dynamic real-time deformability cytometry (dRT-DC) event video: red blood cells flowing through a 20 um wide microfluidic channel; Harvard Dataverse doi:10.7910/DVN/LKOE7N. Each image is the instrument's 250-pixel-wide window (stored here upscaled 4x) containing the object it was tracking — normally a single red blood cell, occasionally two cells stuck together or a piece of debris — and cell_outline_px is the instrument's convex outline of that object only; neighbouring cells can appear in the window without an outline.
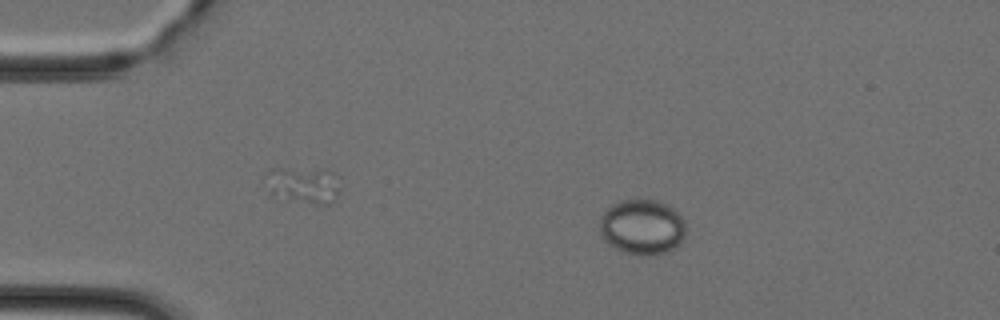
{"species": "Egyptian fruit bat (a non-hibernating species)", "species_latin": "Rousettus aegyptiacus", "temperature_condition": "cold", "stored_images_in_passage": 41, "camera_frame_rate_fps": 3000, "um_per_image_px": 0.085, "animal": {"sex": "female"}, "frame": {"image": 1, "passage_image": 8, "time_ms": 2.333, "image_size_px": [1000, 320], "cell_outline_px": [[684, 236], [680, 244], [676, 248], [664, 252], [648, 256], [628, 252], [616, 248], [608, 244], [604, 240], [600, 232], [600, 220], [604, 212], [612, 204], [620, 200], [656, 200], [668, 204], [684, 220]], "centroid_in_image_um": [54.58, 19.29], "position_along_channel_um": 30.4, "area_um2": 27.51}}
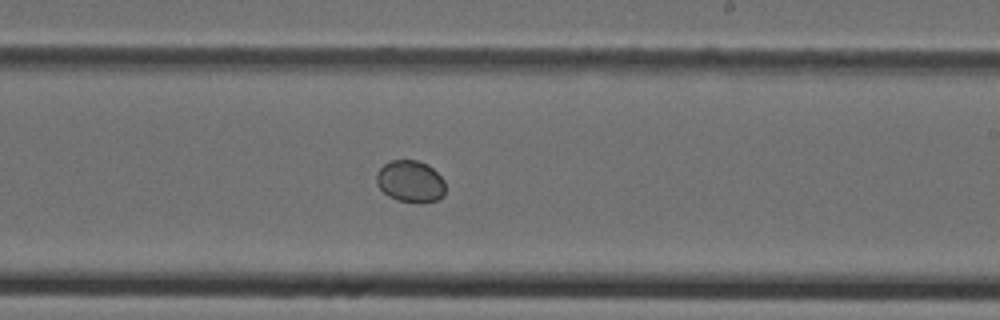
{"frame": {"image": 2, "passage_image": 27, "time_ms": 8.667, "image_size_px": [1000, 320], "cell_outline_px": [[444, 196], [436, 200], [396, 200], [388, 196], [376, 184], [376, 172], [384, 164], [392, 160], [420, 160], [428, 164], [444, 180]], "centroid_in_image_um": [34.85, 15.37], "position_along_channel_um": 254.1, "area_um2": 16.47}}
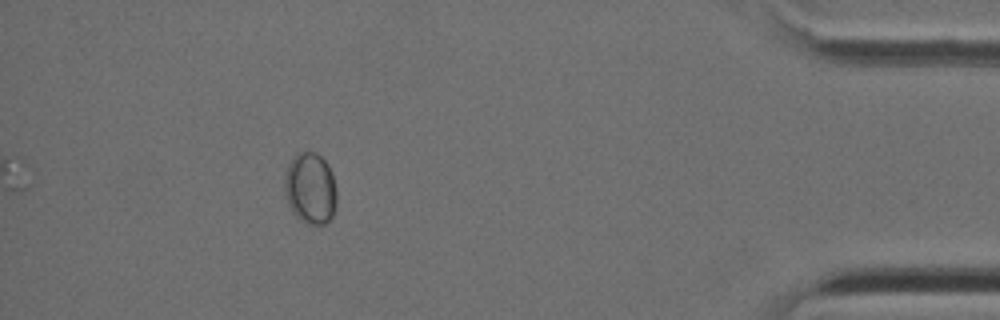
{"frame": {"image": 3, "passage_image": 41, "time_ms": 13.333, "image_size_px": [1000, 320], "cell_outline_px": [[336, 204], [332, 216], [324, 224], [308, 224], [300, 220], [292, 212], [288, 204], [284, 192], [284, 176], [288, 164], [296, 152], [316, 152], [328, 164], [336, 188]], "centroid_in_image_um": [26.36, 16.0], "position_along_channel_um": 408.8, "area_um2": 21.85}}